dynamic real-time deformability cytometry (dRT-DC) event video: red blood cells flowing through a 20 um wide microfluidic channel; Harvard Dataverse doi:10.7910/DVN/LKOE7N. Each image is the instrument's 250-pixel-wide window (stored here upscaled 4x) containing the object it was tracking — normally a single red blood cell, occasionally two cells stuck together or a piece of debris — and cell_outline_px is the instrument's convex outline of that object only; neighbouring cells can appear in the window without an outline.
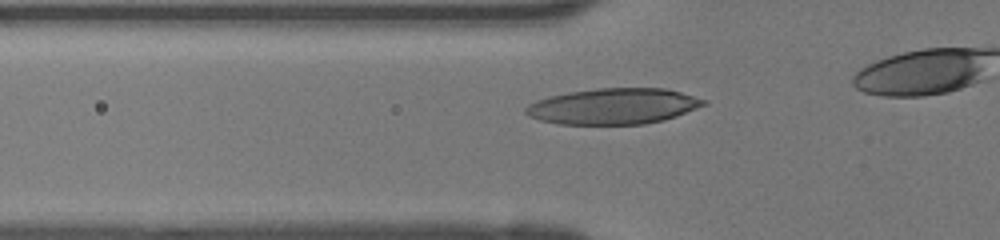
{"species": "human", "species_latin": "Homo sapiens", "temperature_condition": "room temperature", "stored_images_in_passage": 8, "camera_frame_rate_fps": 3000, "um_per_image_px": 0.085, "donor": {"sex": "female"}, "frame": {"image": 1, "passage_image": 6, "time_ms": 1.667, "image_size_px": [1000, 240], "cell_outline_px": [[708, 104], [676, 116], [664, 120], [644, 124], [560, 124], [540, 120], [528, 116], [524, 112], [524, 108], [528, 104], [536, 100], [568, 92], [596, 88], [664, 88], [680, 92], [708, 100]], "centroid_in_image_um": [52.14, 9.03], "position_along_channel_um": 73.7, "area_um2": 37.28}}